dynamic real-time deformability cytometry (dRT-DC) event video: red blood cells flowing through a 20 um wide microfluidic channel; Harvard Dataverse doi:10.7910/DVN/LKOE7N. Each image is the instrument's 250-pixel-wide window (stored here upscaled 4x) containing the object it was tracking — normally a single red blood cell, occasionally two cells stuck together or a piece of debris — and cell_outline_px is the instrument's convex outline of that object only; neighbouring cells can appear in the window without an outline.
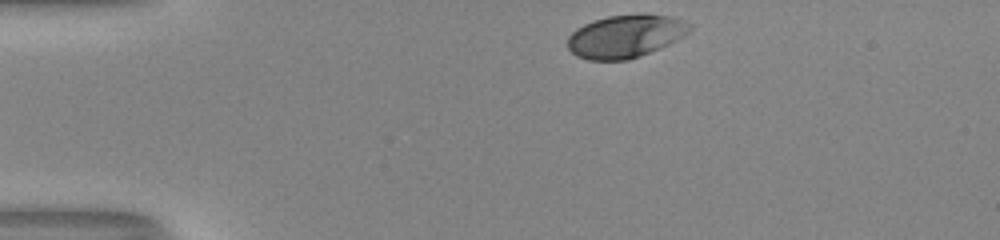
{"species": "human", "species_latin": "Homo sapiens", "temperature_condition": "room temperature", "stored_images_in_passage": 33, "camera_frame_rate_fps": 3000, "um_per_image_px": 0.085, "donor": {"sex": "male"}, "frame": {"image": 1, "passage_image": 1, "time_ms": 0.0, "image_size_px": [1000, 240], "cell_outline_px": [[692, 28], [684, 36], [660, 48], [640, 56], [628, 60], [588, 60], [576, 56], [568, 48], [568, 36], [576, 28], [592, 20], [608, 16], [640, 12], [648, 12], [672, 16], [684, 20], [692, 24]], "centroid_in_image_um": [53.19, 3.04], "position_along_channel_um": 31.8, "area_um2": 31.15}}
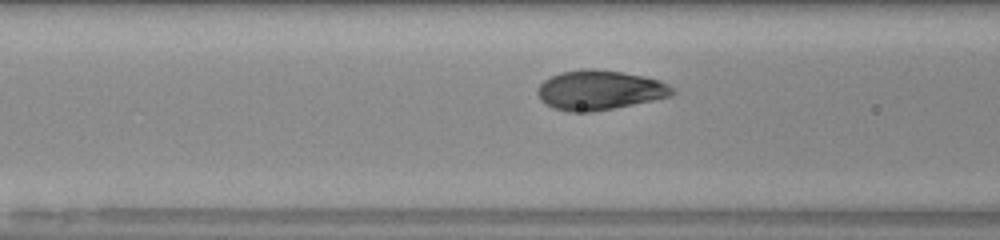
{"frame": {"image": 2, "passage_image": 12, "time_ms": 3.667, "image_size_px": [1000, 240], "cell_outline_px": [[676, 92], [672, 96], [592, 112], [572, 112], [552, 108], [544, 104], [540, 100], [536, 92], [536, 88], [544, 80], [560, 72], [584, 68], [596, 68], [644, 76], [660, 80], [676, 88]], "centroid_in_image_um": [50.95, 7.65], "position_along_channel_um": 115.7, "area_um2": 31.39}}
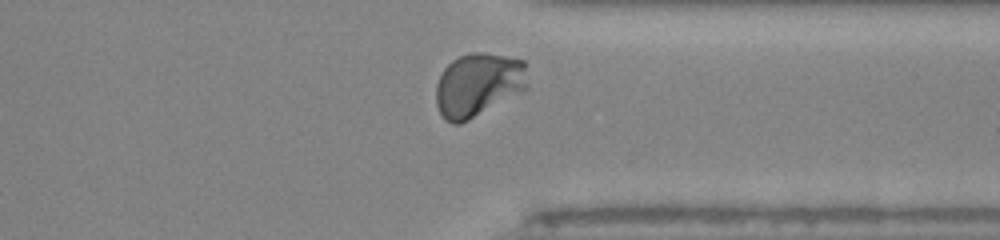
{"frame": {"image": 3, "passage_image": 31, "time_ms": 10.0, "image_size_px": [1000, 240], "cell_outline_px": [[528, 88], [468, 120], [460, 124], [452, 124], [444, 120], [436, 104], [436, 84], [444, 68], [452, 60], [460, 56], [472, 52], [480, 52], [504, 56], [524, 60]], "centroid_in_image_um": [40.62, 7.21], "position_along_channel_um": 370.8, "area_um2": 33.81}, "authors_computed_cell_mechanics": {"area_um2": 31.3854, "velocity_mm_per_s": 4.0382, "shape_relaxation_time_tau1_ms": 2.5972, "shape_relaxation_time_tau2_ms": null, "deformation_change_tau1": 0.1694, "deformation_change_tau2": null}}